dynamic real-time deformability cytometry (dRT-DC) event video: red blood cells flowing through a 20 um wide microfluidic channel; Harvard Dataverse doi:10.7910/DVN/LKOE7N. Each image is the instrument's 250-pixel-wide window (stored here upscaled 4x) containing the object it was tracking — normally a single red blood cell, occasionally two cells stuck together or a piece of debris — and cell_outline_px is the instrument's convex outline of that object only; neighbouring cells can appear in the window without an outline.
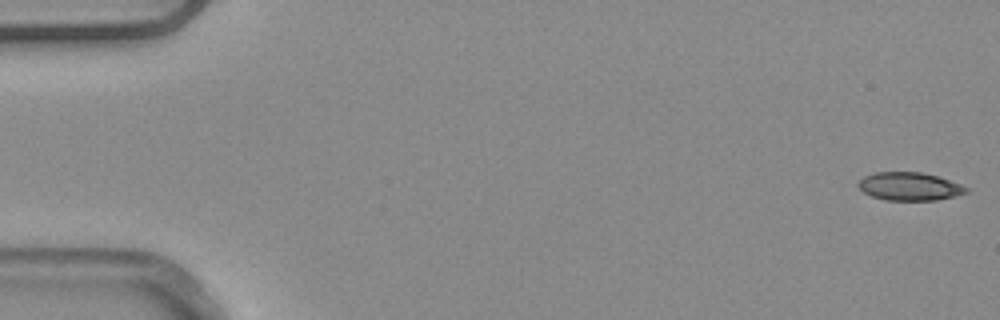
{"species": "common noctule bat (a hibernating species)", "species_latin": "Nyctalus noctula", "temperature_condition": "warm", "stored_images_in_passage": 52, "camera_frame_rate_fps": 3000, "um_per_image_px": 0.085, "animal": {"sex": "male", "body_mass_g": 20.4}, "frame": {"image": 1, "passage_image": 1, "time_ms": 0.0, "image_size_px": [1000, 320], "cell_outline_px": [[968, 192], [956, 196], [936, 200], [884, 200], [872, 196], [864, 192], [856, 184], [864, 176], [872, 172], [920, 172], [936, 176], [960, 184], [968, 188]], "centroid_in_image_um": [77.28, 15.84], "position_along_channel_um": 7.7, "area_um2": 17.63}}
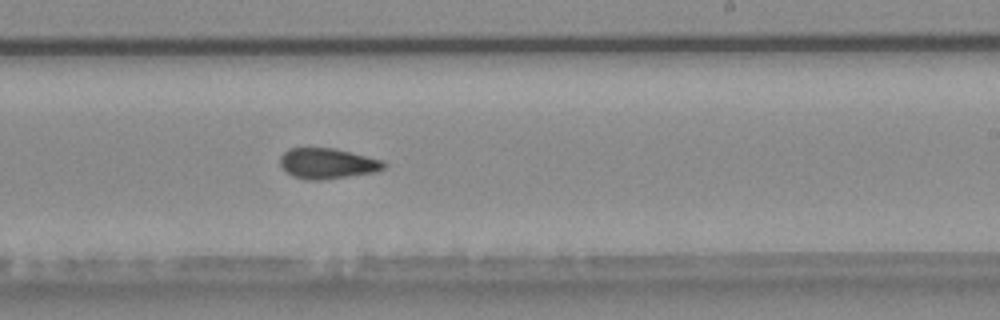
{"frame": {"image": 2, "passage_image": 32, "time_ms": 10.333, "image_size_px": [1000, 320], "cell_outline_px": [[388, 164], [384, 168], [376, 172], [320, 180], [304, 180], [292, 176], [280, 164], [280, 156], [288, 148], [332, 148], [384, 160]], "centroid_in_image_um": [27.84, 13.9], "position_along_channel_um": 261.2, "area_um2": 18.44}}
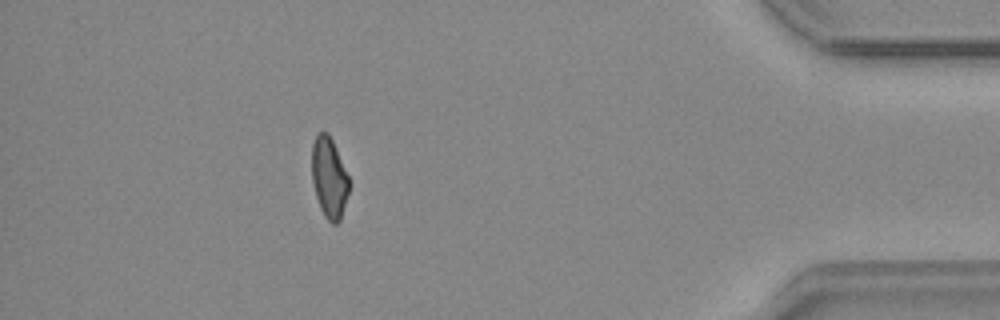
{"frame": {"image": 3, "passage_image": 47, "time_ms": 15.333, "image_size_px": [1000, 320], "cell_outline_px": [[348, 192], [340, 220], [336, 224], [332, 224], [324, 216], [320, 208], [316, 196], [312, 180], [312, 144], [316, 132], [328, 132], [332, 140], [348, 176]], "centroid_in_image_um": [27.95, 15.09], "position_along_channel_um": 407.3, "area_um2": 17.28}, "authors_computed_cell_mechanics": {"area_um2": 18.4382, "velocity_mm_per_s": 3.8981, "shape_relaxation_time_tau1_ms": null, "shape_relaxation_time_tau2_ms": 3.9984, "deformation_change_tau1": null, "deformation_change_tau2": 0.1035}}